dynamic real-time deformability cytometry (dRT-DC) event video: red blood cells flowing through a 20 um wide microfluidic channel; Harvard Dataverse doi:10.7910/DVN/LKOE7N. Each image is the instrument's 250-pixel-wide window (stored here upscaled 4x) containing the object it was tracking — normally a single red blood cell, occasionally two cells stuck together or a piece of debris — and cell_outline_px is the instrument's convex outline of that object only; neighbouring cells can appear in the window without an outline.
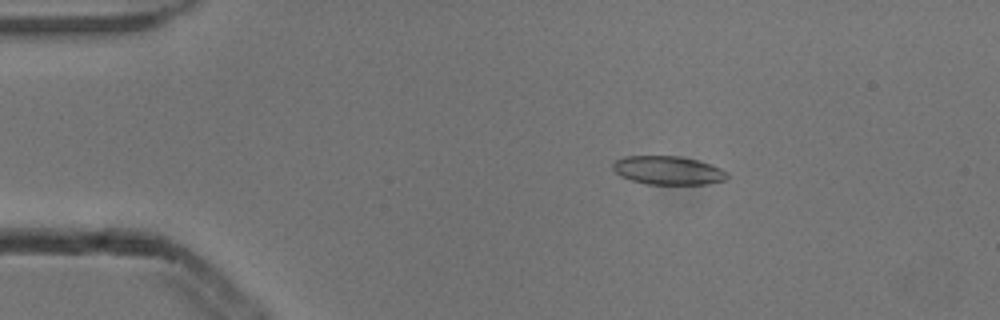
{"species": "common noctule bat (a hibernating species)", "species_latin": "Nyctalus noctula", "temperature_condition": "cold", "stored_images_in_passage": 2, "camera_frame_rate_fps": 3000, "um_per_image_px": 0.085, "animal": {"sex": "male", "body_mass_g": 13.3}, "frame": {"image": 1, "passage_image": 1, "time_ms": 0.0, "image_size_px": [1000, 320], "cell_outline_px": [[728, 180], [704, 184], [644, 184], [620, 176], [612, 168], [612, 164], [616, 160], [624, 156], [680, 156], [696, 160], [720, 168], [728, 172]], "centroid_in_image_um": [56.78, 14.48], "position_along_channel_um": 28.2, "area_um2": 19.02}}